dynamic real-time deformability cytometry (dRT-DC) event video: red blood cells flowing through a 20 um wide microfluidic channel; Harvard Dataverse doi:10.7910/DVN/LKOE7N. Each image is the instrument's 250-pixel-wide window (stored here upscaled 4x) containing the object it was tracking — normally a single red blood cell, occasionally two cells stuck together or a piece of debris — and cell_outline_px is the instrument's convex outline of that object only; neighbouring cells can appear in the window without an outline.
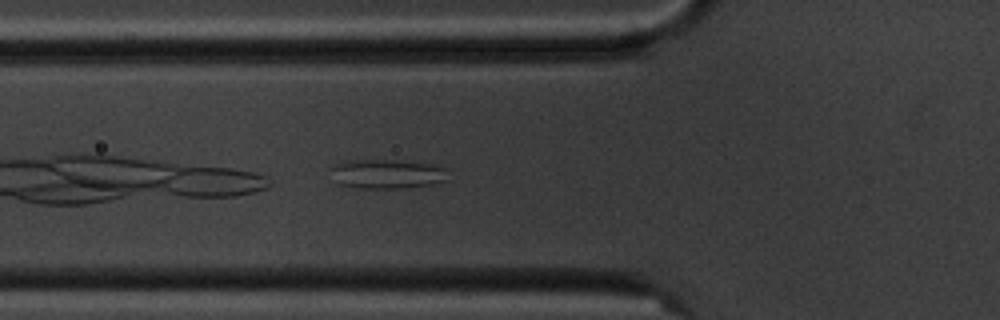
{"species": "common noctule bat (a hibernating species)", "species_latin": "Nyctalus noctula", "temperature_condition": "cold", "stored_images_in_passage": 3, "camera_frame_rate_fps": 3000, "um_per_image_px": 0.085, "animal": {"sex": "male", "body_mass_g": 20.1, "forearm_length_mm": 53.5}, "frame": {"image": 1, "passage_image": 3, "time_ms": 2.333, "image_size_px": [1000, 320], "cell_outline_px": [[452, 180], [432, 184], [400, 188], [356, 188], [336, 184], [332, 168], [336, 164], [344, 160], [384, 160], [428, 164], [444, 168]], "centroid_in_image_um": [32.9, 14.8], "position_along_channel_um": 92.9, "area_um2": 19.88}}